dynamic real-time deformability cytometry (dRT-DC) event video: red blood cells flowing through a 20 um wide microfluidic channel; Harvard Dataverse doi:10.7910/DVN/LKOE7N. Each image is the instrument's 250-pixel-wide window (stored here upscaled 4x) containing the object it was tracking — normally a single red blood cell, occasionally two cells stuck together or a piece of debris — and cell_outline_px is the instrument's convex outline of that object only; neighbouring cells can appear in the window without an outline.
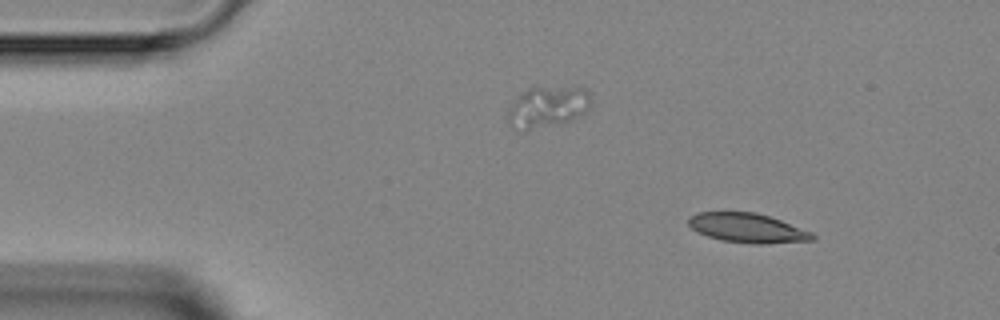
{"species": "Egyptian fruit bat (a non-hibernating species)", "species_latin": "Rousettus aegyptiacus", "temperature_condition": "room temperature", "stored_images_in_passage": 3, "camera_frame_rate_fps": 3000, "um_per_image_px": 0.085, "animal": {"sex": "female"}, "frame": {"image": 1, "passage_image": 1, "time_ms": 0.0, "image_size_px": [1000, 320], "cell_outline_px": [[816, 240], [764, 244], [756, 244], [720, 240], [696, 232], [688, 224], [688, 220], [692, 216], [700, 212], [756, 212], [780, 220], [812, 232], [816, 236]], "centroid_in_image_um": [63.56, 19.39], "position_along_channel_um": 21.4, "area_um2": 21.15}}